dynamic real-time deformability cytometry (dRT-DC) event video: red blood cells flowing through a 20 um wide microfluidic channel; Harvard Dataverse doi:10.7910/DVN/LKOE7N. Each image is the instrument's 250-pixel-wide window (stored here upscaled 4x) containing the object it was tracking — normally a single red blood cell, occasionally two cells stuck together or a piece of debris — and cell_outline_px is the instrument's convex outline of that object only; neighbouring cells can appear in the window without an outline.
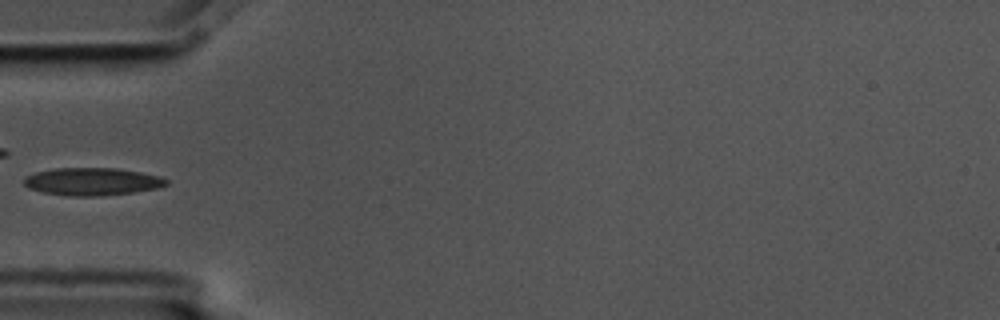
{"species": "common noctule bat (a hibernating species)", "species_latin": "Nyctalus noctula", "temperature_condition": "cold", "stored_images_in_passage": 5, "camera_frame_rate_fps": 3000, "um_per_image_px": 0.085, "animal": {"sex": "male", "body_mass_g": 17.5, "forearm_length_mm": 52.3}, "frame": {"image": 1, "passage_image": 5, "time_ms": 1.333, "image_size_px": [1000, 320], "cell_outline_px": [[168, 184], [156, 188], [132, 192], [100, 196], [72, 196], [44, 192], [28, 188], [24, 184], [24, 176], [36, 172], [56, 168], [116, 168], [140, 172], [160, 176], [168, 180]], "centroid_in_image_um": [7.82, 15.43], "position_along_channel_um": 77.2, "area_um2": 22.77}}